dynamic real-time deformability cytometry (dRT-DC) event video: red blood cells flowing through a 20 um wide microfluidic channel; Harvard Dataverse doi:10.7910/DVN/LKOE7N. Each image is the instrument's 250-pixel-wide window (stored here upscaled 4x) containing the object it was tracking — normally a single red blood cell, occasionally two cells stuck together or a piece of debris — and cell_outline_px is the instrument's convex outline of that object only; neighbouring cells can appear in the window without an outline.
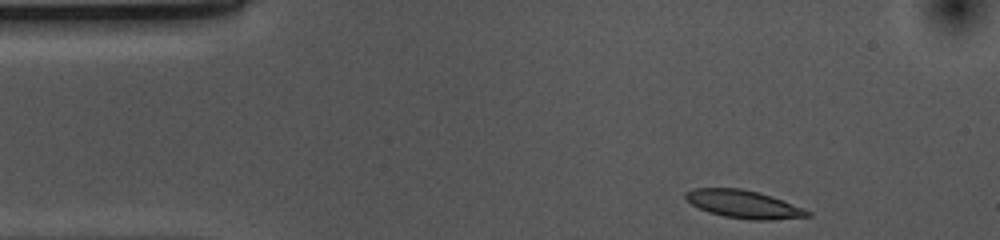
{"species": "common noctule bat (a hibernating species)", "species_latin": "Nyctalus noctula", "temperature_condition": "cold", "stored_images_in_passage": 37, "camera_frame_rate_fps": 3000, "um_per_image_px": 0.085, "animal": {"sex": "female", "body_mass_g": 10.0, "forearm_length_mm": 53.1}, "frame": {"image": 1, "passage_image": 1, "time_ms": 0.0, "image_size_px": [1000, 240], "cell_outline_px": [[812, 216], [772, 220], [748, 220], [724, 216], [708, 212], [692, 204], [684, 196], [684, 192], [692, 188], [740, 188], [760, 192], [772, 196], [804, 208], [812, 212]], "centroid_in_image_um": [63.24, 17.36], "position_along_channel_um": 21.8, "area_um2": 20.0}}
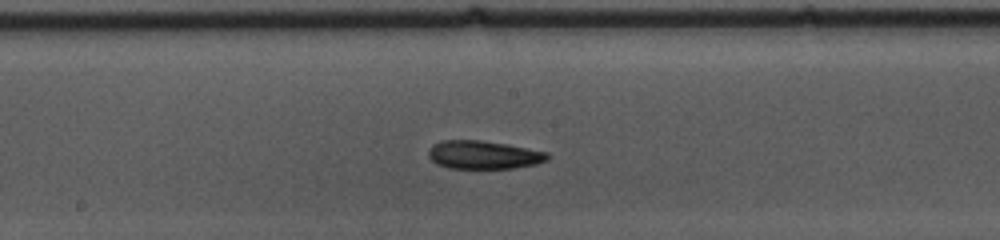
{"frame": {"image": 2, "passage_image": 21, "time_ms": 6.667, "image_size_px": [1000, 240], "cell_outline_px": [[548, 160], [536, 164], [516, 168], [448, 168], [436, 164], [428, 156], [428, 152], [432, 144], [444, 140], [480, 140], [528, 148], [548, 152]], "centroid_in_image_um": [41.09, 13.16], "position_along_channel_um": 207.1, "area_um2": 19.59}}
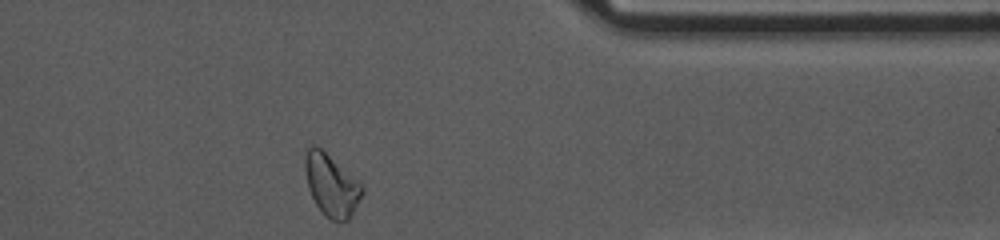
{"frame": {"image": 3, "passage_image": 37, "time_ms": 12.0, "image_size_px": [1000, 240], "cell_outline_px": [[364, 192], [348, 220], [332, 220], [324, 216], [316, 204], [308, 188], [304, 168], [304, 160], [308, 148], [312, 144], [316, 144], [356, 180], [364, 188]], "centroid_in_image_um": [28.13, 15.74], "position_along_channel_um": 383.3, "area_um2": 20.17}, "authors_computed_cell_mechanics": {"area_um2": 19.8254, "velocity_mm_per_s": 3.6653, "shape_relaxation_time_tau1_ms": 5.4938, "shape_relaxation_time_tau2_ms": 8.1298, "deformation_change_tau1": 0.1145, "deformation_change_tau2": 0.1616}}